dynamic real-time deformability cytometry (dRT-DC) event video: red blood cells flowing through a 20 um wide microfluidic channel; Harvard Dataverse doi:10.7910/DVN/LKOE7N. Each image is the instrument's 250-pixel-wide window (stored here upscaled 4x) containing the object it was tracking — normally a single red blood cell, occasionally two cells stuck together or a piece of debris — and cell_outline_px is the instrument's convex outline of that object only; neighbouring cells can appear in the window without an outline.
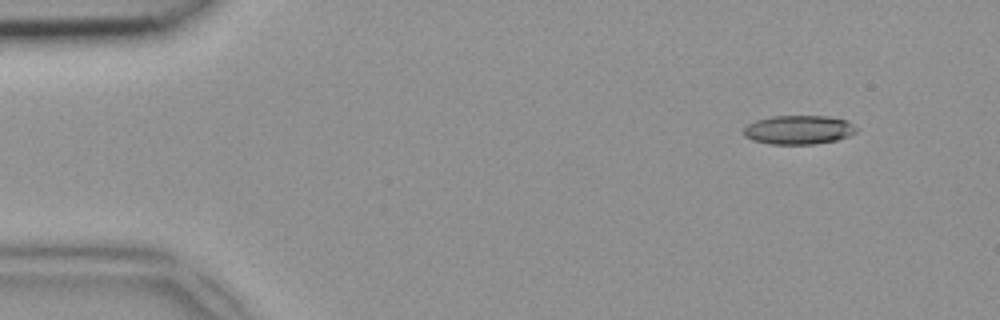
{"species": "common noctule bat (a hibernating species)", "species_latin": "Nyctalus noctula", "temperature_condition": "room temperature", "stored_images_in_passage": 48, "camera_frame_rate_fps": 3000, "um_per_image_px": 0.085, "animal": {"sex": "female", "body_mass_g": 18.4}, "frame": {"image": 1, "passage_image": 5, "time_ms": 1.333, "image_size_px": [1000, 320], "cell_outline_px": [[856, 132], [848, 136], [836, 140], [816, 144], [768, 144], [752, 140], [744, 136], [744, 128], [748, 124], [756, 120], [772, 116], [828, 116], [848, 120], [856, 128]], "centroid_in_image_um": [67.88, 11.03], "position_along_channel_um": 17.1, "area_um2": 19.07}}
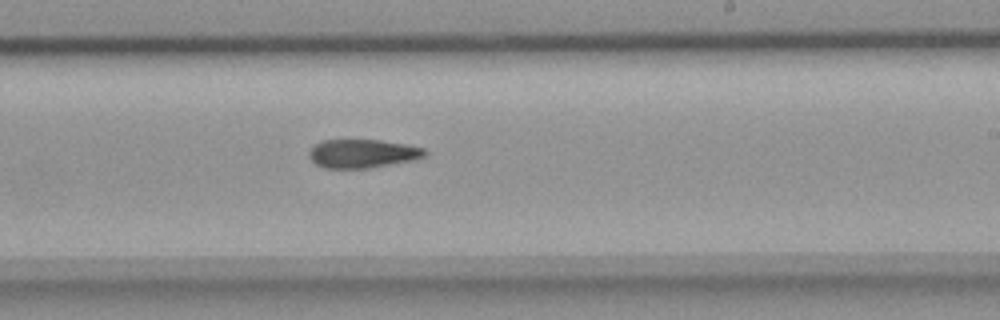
{"frame": {"image": 2, "passage_image": 29, "time_ms": 9.333, "image_size_px": [1000, 320], "cell_outline_px": [[428, 152], [424, 156], [412, 160], [372, 168], [324, 168], [316, 164], [308, 156], [308, 152], [312, 144], [320, 140], [380, 140], [404, 144], [424, 148]], "centroid_in_image_um": [30.76, 13.05], "position_along_channel_um": 258.2, "area_um2": 19.42}}
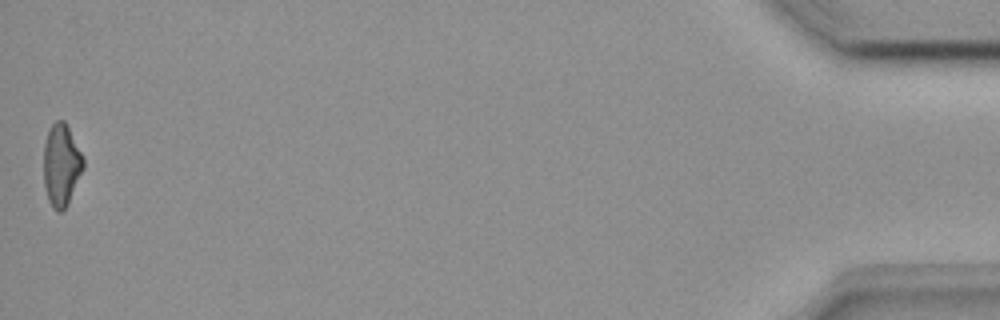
{"frame": {"image": 3, "passage_image": 48, "time_ms": 15.667, "image_size_px": [1000, 320], "cell_outline_px": [[84, 168], [68, 204], [60, 212], [56, 212], [52, 208], [48, 200], [44, 184], [44, 144], [48, 128], [56, 120], [64, 120], [84, 160]], "centroid_in_image_um": [5.2, 14.05], "position_along_channel_um": 430.0, "area_um2": 18.9}}